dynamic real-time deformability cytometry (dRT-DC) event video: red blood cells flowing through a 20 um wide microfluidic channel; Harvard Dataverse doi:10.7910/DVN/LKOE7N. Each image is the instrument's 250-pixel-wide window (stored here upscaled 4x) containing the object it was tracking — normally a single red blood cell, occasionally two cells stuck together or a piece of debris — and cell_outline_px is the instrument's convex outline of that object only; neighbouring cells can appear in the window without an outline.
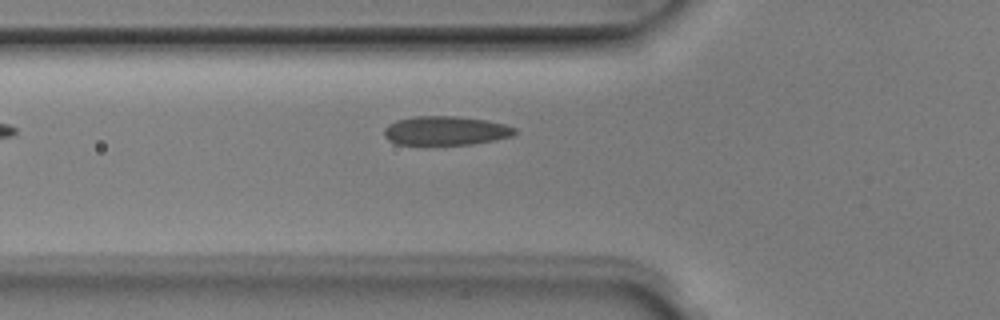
{"species": "Egyptian fruit bat (a non-hibernating species)", "species_latin": "Rousettus aegyptiacus", "temperature_condition": "room temperature", "stored_images_in_passage": 2, "camera_frame_rate_fps": 3000, "um_per_image_px": 0.085, "animal": {"sex": "male"}, "frame": {"image": 1, "passage_image": 2, "time_ms": 0.333, "image_size_px": [1000, 320], "cell_outline_px": [[516, 132], [512, 136], [472, 144], [396, 144], [388, 140], [384, 136], [384, 128], [388, 124], [396, 120], [412, 116], [456, 116], [488, 120], [504, 124], [516, 128]], "centroid_in_image_um": [37.85, 11.09], "position_along_channel_um": 88.0, "area_um2": 22.08}}